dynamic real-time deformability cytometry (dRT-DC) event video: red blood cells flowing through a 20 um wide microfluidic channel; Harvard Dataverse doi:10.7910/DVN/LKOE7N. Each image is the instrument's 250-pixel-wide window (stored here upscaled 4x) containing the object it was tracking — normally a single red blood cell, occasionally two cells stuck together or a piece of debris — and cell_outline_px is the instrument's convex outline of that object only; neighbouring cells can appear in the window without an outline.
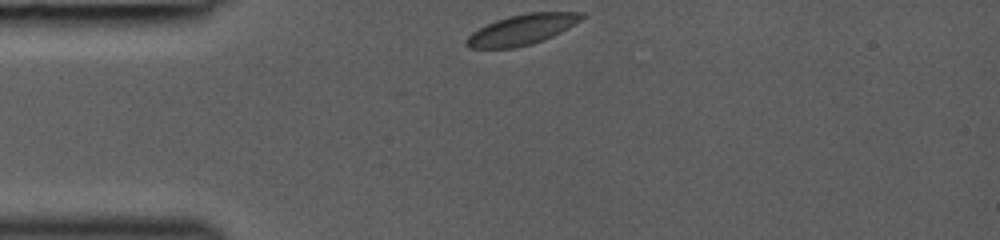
{"species": "common noctule bat (a hibernating species)", "species_latin": "Nyctalus noctula", "temperature_condition": "room temperature", "stored_images_in_passage": 29, "camera_frame_rate_fps": 3000, "um_per_image_px": 0.085, "animal": {"sex": "female", "body_mass_g": 19.0, "forearm_length_mm": 53.3}, "frame": {"image": 1, "passage_image": 1, "time_ms": 0.0, "image_size_px": [1000, 240], "cell_outline_px": [[588, 16], [560, 32], [544, 40], [532, 44], [516, 48], [468, 48], [464, 44], [464, 40], [472, 32], [496, 20], [508, 16], [528, 12], [584, 12]], "centroid_in_image_um": [44.37, 2.51], "position_along_channel_um": 40.6, "area_um2": 20.52}}
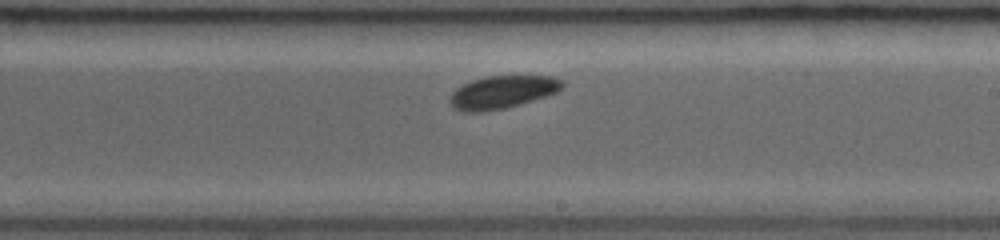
{"frame": {"image": 2, "passage_image": 17, "time_ms": 5.333, "image_size_px": [1000, 240], "cell_outline_px": [[564, 84], [556, 92], [548, 96], [504, 108], [484, 112], [464, 112], [456, 108], [448, 100], [448, 96], [456, 88], [472, 80], [484, 76], [552, 76], [564, 80]], "centroid_in_image_um": [42.69, 7.82], "position_along_channel_um": 246.3, "area_um2": 21.5}}
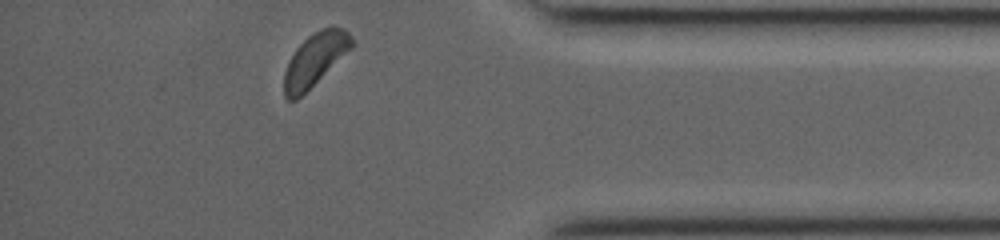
{"frame": {"image": 3, "passage_image": 29, "time_ms": 9.333, "image_size_px": [1000, 240], "cell_outline_px": [[356, 44], [352, 48], [296, 100], [288, 100], [284, 96], [284, 72], [296, 48], [308, 36], [332, 24], [344, 28], [352, 36]], "centroid_in_image_um": [26.81, 5.02], "position_along_channel_um": 408.4, "area_um2": 20.58}}